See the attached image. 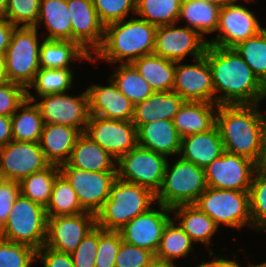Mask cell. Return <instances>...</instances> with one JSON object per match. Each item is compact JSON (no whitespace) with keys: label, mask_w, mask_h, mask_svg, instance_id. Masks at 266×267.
Wrapping results in <instances>:
<instances>
[{"label":"cell","mask_w":266,"mask_h":267,"mask_svg":"<svg viewBox=\"0 0 266 267\" xmlns=\"http://www.w3.org/2000/svg\"><path fill=\"white\" fill-rule=\"evenodd\" d=\"M175 24L158 26L154 54L174 62H182L187 55L194 60L204 55L207 41L195 30Z\"/></svg>","instance_id":"cell-15"},{"label":"cell","mask_w":266,"mask_h":267,"mask_svg":"<svg viewBox=\"0 0 266 267\" xmlns=\"http://www.w3.org/2000/svg\"><path fill=\"white\" fill-rule=\"evenodd\" d=\"M171 218L166 224L155 257L173 262L176 258L186 257L193 249L192 242L187 233L175 225Z\"/></svg>","instance_id":"cell-37"},{"label":"cell","mask_w":266,"mask_h":267,"mask_svg":"<svg viewBox=\"0 0 266 267\" xmlns=\"http://www.w3.org/2000/svg\"><path fill=\"white\" fill-rule=\"evenodd\" d=\"M93 5L104 26L126 20L129 12H136V0H93Z\"/></svg>","instance_id":"cell-43"},{"label":"cell","mask_w":266,"mask_h":267,"mask_svg":"<svg viewBox=\"0 0 266 267\" xmlns=\"http://www.w3.org/2000/svg\"><path fill=\"white\" fill-rule=\"evenodd\" d=\"M159 210L151 208L124 225L118 232L122 241L156 253L163 230L171 219V208L157 204Z\"/></svg>","instance_id":"cell-19"},{"label":"cell","mask_w":266,"mask_h":267,"mask_svg":"<svg viewBox=\"0 0 266 267\" xmlns=\"http://www.w3.org/2000/svg\"><path fill=\"white\" fill-rule=\"evenodd\" d=\"M217 104L210 102L185 101L175 115L174 126L181 137L203 133L216 125Z\"/></svg>","instance_id":"cell-27"},{"label":"cell","mask_w":266,"mask_h":267,"mask_svg":"<svg viewBox=\"0 0 266 267\" xmlns=\"http://www.w3.org/2000/svg\"><path fill=\"white\" fill-rule=\"evenodd\" d=\"M96 227V214L48 217L45 246L56 251L72 253L83 238Z\"/></svg>","instance_id":"cell-18"},{"label":"cell","mask_w":266,"mask_h":267,"mask_svg":"<svg viewBox=\"0 0 266 267\" xmlns=\"http://www.w3.org/2000/svg\"><path fill=\"white\" fill-rule=\"evenodd\" d=\"M138 145L154 152L171 156L180 152L181 136L172 120H158L137 129Z\"/></svg>","instance_id":"cell-25"},{"label":"cell","mask_w":266,"mask_h":267,"mask_svg":"<svg viewBox=\"0 0 266 267\" xmlns=\"http://www.w3.org/2000/svg\"><path fill=\"white\" fill-rule=\"evenodd\" d=\"M248 267H266V261L264 263H261V264L255 265V266L253 264H251Z\"/></svg>","instance_id":"cell-60"},{"label":"cell","mask_w":266,"mask_h":267,"mask_svg":"<svg viewBox=\"0 0 266 267\" xmlns=\"http://www.w3.org/2000/svg\"><path fill=\"white\" fill-rule=\"evenodd\" d=\"M146 267H176L174 262L154 258Z\"/></svg>","instance_id":"cell-55"},{"label":"cell","mask_w":266,"mask_h":267,"mask_svg":"<svg viewBox=\"0 0 266 267\" xmlns=\"http://www.w3.org/2000/svg\"><path fill=\"white\" fill-rule=\"evenodd\" d=\"M118 90L134 105L144 101L154 93L149 83L129 64H119L111 76Z\"/></svg>","instance_id":"cell-34"},{"label":"cell","mask_w":266,"mask_h":267,"mask_svg":"<svg viewBox=\"0 0 266 267\" xmlns=\"http://www.w3.org/2000/svg\"><path fill=\"white\" fill-rule=\"evenodd\" d=\"M46 209L21 193L14 201L0 238L40 249L47 239Z\"/></svg>","instance_id":"cell-5"},{"label":"cell","mask_w":266,"mask_h":267,"mask_svg":"<svg viewBox=\"0 0 266 267\" xmlns=\"http://www.w3.org/2000/svg\"><path fill=\"white\" fill-rule=\"evenodd\" d=\"M216 256L213 257L212 261L209 262H204L202 261V263L200 265H198L197 267H216Z\"/></svg>","instance_id":"cell-59"},{"label":"cell","mask_w":266,"mask_h":267,"mask_svg":"<svg viewBox=\"0 0 266 267\" xmlns=\"http://www.w3.org/2000/svg\"><path fill=\"white\" fill-rule=\"evenodd\" d=\"M108 80L110 82L108 86L94 84L86 89L90 116L132 121L134 104L118 90L111 78Z\"/></svg>","instance_id":"cell-21"},{"label":"cell","mask_w":266,"mask_h":267,"mask_svg":"<svg viewBox=\"0 0 266 267\" xmlns=\"http://www.w3.org/2000/svg\"><path fill=\"white\" fill-rule=\"evenodd\" d=\"M206 189L204 169L179 158L171 168L167 162L156 201L171 209L179 205L194 204Z\"/></svg>","instance_id":"cell-6"},{"label":"cell","mask_w":266,"mask_h":267,"mask_svg":"<svg viewBox=\"0 0 266 267\" xmlns=\"http://www.w3.org/2000/svg\"><path fill=\"white\" fill-rule=\"evenodd\" d=\"M59 174V166L49 165L44 170L23 178L19 182L20 193L46 208L51 197L54 182Z\"/></svg>","instance_id":"cell-35"},{"label":"cell","mask_w":266,"mask_h":267,"mask_svg":"<svg viewBox=\"0 0 266 267\" xmlns=\"http://www.w3.org/2000/svg\"><path fill=\"white\" fill-rule=\"evenodd\" d=\"M87 59L91 61L92 56L74 41L42 40L39 55L40 68L64 69L71 68V60Z\"/></svg>","instance_id":"cell-31"},{"label":"cell","mask_w":266,"mask_h":267,"mask_svg":"<svg viewBox=\"0 0 266 267\" xmlns=\"http://www.w3.org/2000/svg\"><path fill=\"white\" fill-rule=\"evenodd\" d=\"M182 0H136V15L152 25L166 26L178 23Z\"/></svg>","instance_id":"cell-38"},{"label":"cell","mask_w":266,"mask_h":267,"mask_svg":"<svg viewBox=\"0 0 266 267\" xmlns=\"http://www.w3.org/2000/svg\"><path fill=\"white\" fill-rule=\"evenodd\" d=\"M67 0H40L35 28L43 23L49 34L46 39L72 41V26Z\"/></svg>","instance_id":"cell-28"},{"label":"cell","mask_w":266,"mask_h":267,"mask_svg":"<svg viewBox=\"0 0 266 267\" xmlns=\"http://www.w3.org/2000/svg\"><path fill=\"white\" fill-rule=\"evenodd\" d=\"M222 257L223 256L216 257V267H241V265L239 266V264L236 261L224 259Z\"/></svg>","instance_id":"cell-54"},{"label":"cell","mask_w":266,"mask_h":267,"mask_svg":"<svg viewBox=\"0 0 266 267\" xmlns=\"http://www.w3.org/2000/svg\"><path fill=\"white\" fill-rule=\"evenodd\" d=\"M85 134L117 161L138 145L137 128L132 121L90 116Z\"/></svg>","instance_id":"cell-13"},{"label":"cell","mask_w":266,"mask_h":267,"mask_svg":"<svg viewBox=\"0 0 266 267\" xmlns=\"http://www.w3.org/2000/svg\"><path fill=\"white\" fill-rule=\"evenodd\" d=\"M60 173L76 191L81 207L96 214L109 198L111 186L117 178V172H89L67 163L59 166Z\"/></svg>","instance_id":"cell-10"},{"label":"cell","mask_w":266,"mask_h":267,"mask_svg":"<svg viewBox=\"0 0 266 267\" xmlns=\"http://www.w3.org/2000/svg\"><path fill=\"white\" fill-rule=\"evenodd\" d=\"M201 1H206L208 3H212V4H215L217 6H219L220 8L226 6V5H229L231 3H234V2H238V0H201ZM248 2H252L253 0H247Z\"/></svg>","instance_id":"cell-56"},{"label":"cell","mask_w":266,"mask_h":267,"mask_svg":"<svg viewBox=\"0 0 266 267\" xmlns=\"http://www.w3.org/2000/svg\"><path fill=\"white\" fill-rule=\"evenodd\" d=\"M67 5L72 26V41L92 56L91 53H95L101 47L105 31L93 0H67Z\"/></svg>","instance_id":"cell-20"},{"label":"cell","mask_w":266,"mask_h":267,"mask_svg":"<svg viewBox=\"0 0 266 267\" xmlns=\"http://www.w3.org/2000/svg\"><path fill=\"white\" fill-rule=\"evenodd\" d=\"M27 98V90L16 83L7 81L0 85V116L11 117Z\"/></svg>","instance_id":"cell-48"},{"label":"cell","mask_w":266,"mask_h":267,"mask_svg":"<svg viewBox=\"0 0 266 267\" xmlns=\"http://www.w3.org/2000/svg\"><path fill=\"white\" fill-rule=\"evenodd\" d=\"M47 217L75 215L86 212L80 205L76 191L60 173L54 182L47 205Z\"/></svg>","instance_id":"cell-36"},{"label":"cell","mask_w":266,"mask_h":267,"mask_svg":"<svg viewBox=\"0 0 266 267\" xmlns=\"http://www.w3.org/2000/svg\"><path fill=\"white\" fill-rule=\"evenodd\" d=\"M15 28L7 19H0V57H4Z\"/></svg>","instance_id":"cell-51"},{"label":"cell","mask_w":266,"mask_h":267,"mask_svg":"<svg viewBox=\"0 0 266 267\" xmlns=\"http://www.w3.org/2000/svg\"><path fill=\"white\" fill-rule=\"evenodd\" d=\"M13 140L11 117L0 116V148Z\"/></svg>","instance_id":"cell-52"},{"label":"cell","mask_w":266,"mask_h":267,"mask_svg":"<svg viewBox=\"0 0 266 267\" xmlns=\"http://www.w3.org/2000/svg\"><path fill=\"white\" fill-rule=\"evenodd\" d=\"M259 104L218 105L216 126L225 152L262 166V113Z\"/></svg>","instance_id":"cell-2"},{"label":"cell","mask_w":266,"mask_h":267,"mask_svg":"<svg viewBox=\"0 0 266 267\" xmlns=\"http://www.w3.org/2000/svg\"><path fill=\"white\" fill-rule=\"evenodd\" d=\"M220 7L201 0H182L178 21L184 18L188 28L204 34L216 32L219 24Z\"/></svg>","instance_id":"cell-33"},{"label":"cell","mask_w":266,"mask_h":267,"mask_svg":"<svg viewBox=\"0 0 266 267\" xmlns=\"http://www.w3.org/2000/svg\"><path fill=\"white\" fill-rule=\"evenodd\" d=\"M115 159L101 146L82 133L67 161L70 167L89 172H117Z\"/></svg>","instance_id":"cell-26"},{"label":"cell","mask_w":266,"mask_h":267,"mask_svg":"<svg viewBox=\"0 0 266 267\" xmlns=\"http://www.w3.org/2000/svg\"><path fill=\"white\" fill-rule=\"evenodd\" d=\"M262 167H266V116L262 114Z\"/></svg>","instance_id":"cell-53"},{"label":"cell","mask_w":266,"mask_h":267,"mask_svg":"<svg viewBox=\"0 0 266 267\" xmlns=\"http://www.w3.org/2000/svg\"><path fill=\"white\" fill-rule=\"evenodd\" d=\"M204 56L212 74L215 104H259L266 86L234 48L207 45ZM222 92L223 94L216 95Z\"/></svg>","instance_id":"cell-1"},{"label":"cell","mask_w":266,"mask_h":267,"mask_svg":"<svg viewBox=\"0 0 266 267\" xmlns=\"http://www.w3.org/2000/svg\"><path fill=\"white\" fill-rule=\"evenodd\" d=\"M175 218H182L178 225L187 233L192 242H201L209 246L211 238L219 228L216 223L194 204H184L173 207Z\"/></svg>","instance_id":"cell-32"},{"label":"cell","mask_w":266,"mask_h":267,"mask_svg":"<svg viewBox=\"0 0 266 267\" xmlns=\"http://www.w3.org/2000/svg\"><path fill=\"white\" fill-rule=\"evenodd\" d=\"M185 100L173 91H156L144 101L134 105L132 122L141 125L158 120H172Z\"/></svg>","instance_id":"cell-24"},{"label":"cell","mask_w":266,"mask_h":267,"mask_svg":"<svg viewBox=\"0 0 266 267\" xmlns=\"http://www.w3.org/2000/svg\"><path fill=\"white\" fill-rule=\"evenodd\" d=\"M41 102L35 103L43 117L44 124L67 125L85 133L90 118L87 90L79 96L56 93L39 96Z\"/></svg>","instance_id":"cell-11"},{"label":"cell","mask_w":266,"mask_h":267,"mask_svg":"<svg viewBox=\"0 0 266 267\" xmlns=\"http://www.w3.org/2000/svg\"><path fill=\"white\" fill-rule=\"evenodd\" d=\"M8 17L16 27H35L39 17L40 0H8Z\"/></svg>","instance_id":"cell-44"},{"label":"cell","mask_w":266,"mask_h":267,"mask_svg":"<svg viewBox=\"0 0 266 267\" xmlns=\"http://www.w3.org/2000/svg\"><path fill=\"white\" fill-rule=\"evenodd\" d=\"M36 100L27 89V98L18 107V110L22 111V113L19 114L16 111L11 116L13 140L18 142H40L44 121L38 106L33 104Z\"/></svg>","instance_id":"cell-29"},{"label":"cell","mask_w":266,"mask_h":267,"mask_svg":"<svg viewBox=\"0 0 266 267\" xmlns=\"http://www.w3.org/2000/svg\"><path fill=\"white\" fill-rule=\"evenodd\" d=\"M233 48L266 86V28Z\"/></svg>","instance_id":"cell-39"},{"label":"cell","mask_w":266,"mask_h":267,"mask_svg":"<svg viewBox=\"0 0 266 267\" xmlns=\"http://www.w3.org/2000/svg\"><path fill=\"white\" fill-rule=\"evenodd\" d=\"M258 167L248 158L224 152L204 169L207 187L249 191Z\"/></svg>","instance_id":"cell-12"},{"label":"cell","mask_w":266,"mask_h":267,"mask_svg":"<svg viewBox=\"0 0 266 267\" xmlns=\"http://www.w3.org/2000/svg\"><path fill=\"white\" fill-rule=\"evenodd\" d=\"M167 156L137 145L116 163L117 177L157 194L165 174Z\"/></svg>","instance_id":"cell-9"},{"label":"cell","mask_w":266,"mask_h":267,"mask_svg":"<svg viewBox=\"0 0 266 267\" xmlns=\"http://www.w3.org/2000/svg\"><path fill=\"white\" fill-rule=\"evenodd\" d=\"M20 195V183L0 178V230L3 228L14 201Z\"/></svg>","instance_id":"cell-49"},{"label":"cell","mask_w":266,"mask_h":267,"mask_svg":"<svg viewBox=\"0 0 266 267\" xmlns=\"http://www.w3.org/2000/svg\"><path fill=\"white\" fill-rule=\"evenodd\" d=\"M8 0H0V19L8 17Z\"/></svg>","instance_id":"cell-57"},{"label":"cell","mask_w":266,"mask_h":267,"mask_svg":"<svg viewBox=\"0 0 266 267\" xmlns=\"http://www.w3.org/2000/svg\"><path fill=\"white\" fill-rule=\"evenodd\" d=\"M122 242L118 231H106L99 228V245L95 258V267H115V258Z\"/></svg>","instance_id":"cell-45"},{"label":"cell","mask_w":266,"mask_h":267,"mask_svg":"<svg viewBox=\"0 0 266 267\" xmlns=\"http://www.w3.org/2000/svg\"><path fill=\"white\" fill-rule=\"evenodd\" d=\"M131 64L154 92L173 90L176 62L152 53L134 60Z\"/></svg>","instance_id":"cell-30"},{"label":"cell","mask_w":266,"mask_h":267,"mask_svg":"<svg viewBox=\"0 0 266 267\" xmlns=\"http://www.w3.org/2000/svg\"><path fill=\"white\" fill-rule=\"evenodd\" d=\"M33 247L0 238V267H31L37 261Z\"/></svg>","instance_id":"cell-42"},{"label":"cell","mask_w":266,"mask_h":267,"mask_svg":"<svg viewBox=\"0 0 266 267\" xmlns=\"http://www.w3.org/2000/svg\"><path fill=\"white\" fill-rule=\"evenodd\" d=\"M263 29L264 27L260 26L252 11L234 2L220 8L217 28L219 33H217L216 39H212L210 42L207 40V43L217 47L233 48Z\"/></svg>","instance_id":"cell-16"},{"label":"cell","mask_w":266,"mask_h":267,"mask_svg":"<svg viewBox=\"0 0 266 267\" xmlns=\"http://www.w3.org/2000/svg\"><path fill=\"white\" fill-rule=\"evenodd\" d=\"M154 258L155 254L148 249L122 241L115 267H146Z\"/></svg>","instance_id":"cell-46"},{"label":"cell","mask_w":266,"mask_h":267,"mask_svg":"<svg viewBox=\"0 0 266 267\" xmlns=\"http://www.w3.org/2000/svg\"><path fill=\"white\" fill-rule=\"evenodd\" d=\"M36 258L41 259L44 267H75L70 253L56 251L45 245L37 250Z\"/></svg>","instance_id":"cell-50"},{"label":"cell","mask_w":266,"mask_h":267,"mask_svg":"<svg viewBox=\"0 0 266 267\" xmlns=\"http://www.w3.org/2000/svg\"><path fill=\"white\" fill-rule=\"evenodd\" d=\"M7 77L5 74V64H4V58L0 57V85L6 83Z\"/></svg>","instance_id":"cell-58"},{"label":"cell","mask_w":266,"mask_h":267,"mask_svg":"<svg viewBox=\"0 0 266 267\" xmlns=\"http://www.w3.org/2000/svg\"><path fill=\"white\" fill-rule=\"evenodd\" d=\"M207 214L219 227L241 229L252 227L249 191L223 190L207 187L194 203Z\"/></svg>","instance_id":"cell-8"},{"label":"cell","mask_w":266,"mask_h":267,"mask_svg":"<svg viewBox=\"0 0 266 267\" xmlns=\"http://www.w3.org/2000/svg\"><path fill=\"white\" fill-rule=\"evenodd\" d=\"M81 134L78 129L71 126L44 124L39 143L46 161L56 166L67 163Z\"/></svg>","instance_id":"cell-23"},{"label":"cell","mask_w":266,"mask_h":267,"mask_svg":"<svg viewBox=\"0 0 266 267\" xmlns=\"http://www.w3.org/2000/svg\"><path fill=\"white\" fill-rule=\"evenodd\" d=\"M37 28L16 27L4 55L5 74L8 81L26 90L33 83L40 69Z\"/></svg>","instance_id":"cell-7"},{"label":"cell","mask_w":266,"mask_h":267,"mask_svg":"<svg viewBox=\"0 0 266 267\" xmlns=\"http://www.w3.org/2000/svg\"><path fill=\"white\" fill-rule=\"evenodd\" d=\"M154 201L156 194L151 190L117 177L109 198L96 213V226L106 231H119L135 217L150 210Z\"/></svg>","instance_id":"cell-4"},{"label":"cell","mask_w":266,"mask_h":267,"mask_svg":"<svg viewBox=\"0 0 266 267\" xmlns=\"http://www.w3.org/2000/svg\"><path fill=\"white\" fill-rule=\"evenodd\" d=\"M156 30L155 25L140 18L111 23L105 26L103 43L91 61L101 58L112 64H129L144 55L152 54Z\"/></svg>","instance_id":"cell-3"},{"label":"cell","mask_w":266,"mask_h":267,"mask_svg":"<svg viewBox=\"0 0 266 267\" xmlns=\"http://www.w3.org/2000/svg\"><path fill=\"white\" fill-rule=\"evenodd\" d=\"M225 152L220 132L215 125L203 133H194L181 138L179 156L205 169Z\"/></svg>","instance_id":"cell-22"},{"label":"cell","mask_w":266,"mask_h":267,"mask_svg":"<svg viewBox=\"0 0 266 267\" xmlns=\"http://www.w3.org/2000/svg\"><path fill=\"white\" fill-rule=\"evenodd\" d=\"M72 72L70 68H40L29 88L35 87L38 96L66 93L68 89L72 88L74 76Z\"/></svg>","instance_id":"cell-40"},{"label":"cell","mask_w":266,"mask_h":267,"mask_svg":"<svg viewBox=\"0 0 266 267\" xmlns=\"http://www.w3.org/2000/svg\"><path fill=\"white\" fill-rule=\"evenodd\" d=\"M194 64L176 62L173 92L185 101L215 104L212 74L207 58L203 55Z\"/></svg>","instance_id":"cell-17"},{"label":"cell","mask_w":266,"mask_h":267,"mask_svg":"<svg viewBox=\"0 0 266 267\" xmlns=\"http://www.w3.org/2000/svg\"><path fill=\"white\" fill-rule=\"evenodd\" d=\"M46 161L40 143L10 141L0 148V178L20 182L23 178L44 170Z\"/></svg>","instance_id":"cell-14"},{"label":"cell","mask_w":266,"mask_h":267,"mask_svg":"<svg viewBox=\"0 0 266 267\" xmlns=\"http://www.w3.org/2000/svg\"><path fill=\"white\" fill-rule=\"evenodd\" d=\"M250 186V213L253 229H266V167L259 166Z\"/></svg>","instance_id":"cell-41"},{"label":"cell","mask_w":266,"mask_h":267,"mask_svg":"<svg viewBox=\"0 0 266 267\" xmlns=\"http://www.w3.org/2000/svg\"><path fill=\"white\" fill-rule=\"evenodd\" d=\"M99 245V227L96 226L80 242L77 248L70 253L75 267H95V258Z\"/></svg>","instance_id":"cell-47"}]
</instances>
